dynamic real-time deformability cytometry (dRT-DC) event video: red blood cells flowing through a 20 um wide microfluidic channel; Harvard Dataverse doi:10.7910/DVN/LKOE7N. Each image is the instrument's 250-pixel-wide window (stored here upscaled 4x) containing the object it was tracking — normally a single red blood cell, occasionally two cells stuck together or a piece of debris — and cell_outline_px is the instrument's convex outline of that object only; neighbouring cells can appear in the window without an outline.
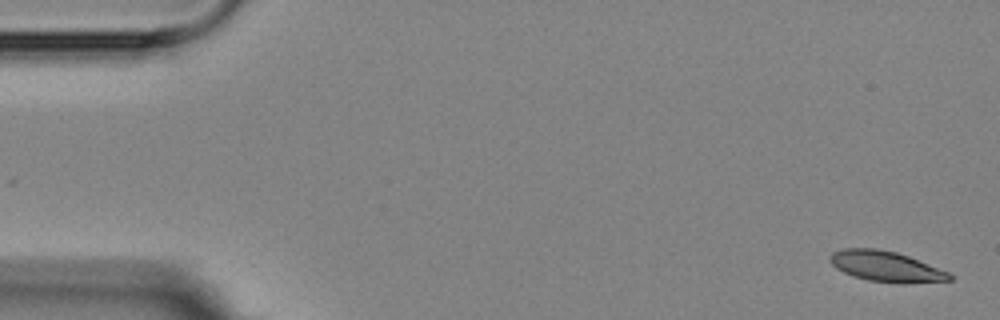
{"species": "Egyptian fruit bat (a non-hibernating species)", "species_latin": "Rousettus aegyptiacus", "temperature_condition": "room temperature", "stored_images_in_passage": 5, "camera_frame_rate_fps": 3000, "um_per_image_px": 0.085, "animal": {"sex": "female"}, "frame": {"image": 1, "passage_image": 1, "time_ms": 0.0, "image_size_px": [1000, 320], "cell_outline_px": [[952, 280], [868, 280], [852, 276], [836, 268], [828, 260], [832, 252], [844, 248], [876, 248], [896, 252], [908, 256], [948, 272], [952, 276]], "centroid_in_image_um": [75.17, 22.57], "position_along_channel_um": 9.8, "area_um2": 20.0}}